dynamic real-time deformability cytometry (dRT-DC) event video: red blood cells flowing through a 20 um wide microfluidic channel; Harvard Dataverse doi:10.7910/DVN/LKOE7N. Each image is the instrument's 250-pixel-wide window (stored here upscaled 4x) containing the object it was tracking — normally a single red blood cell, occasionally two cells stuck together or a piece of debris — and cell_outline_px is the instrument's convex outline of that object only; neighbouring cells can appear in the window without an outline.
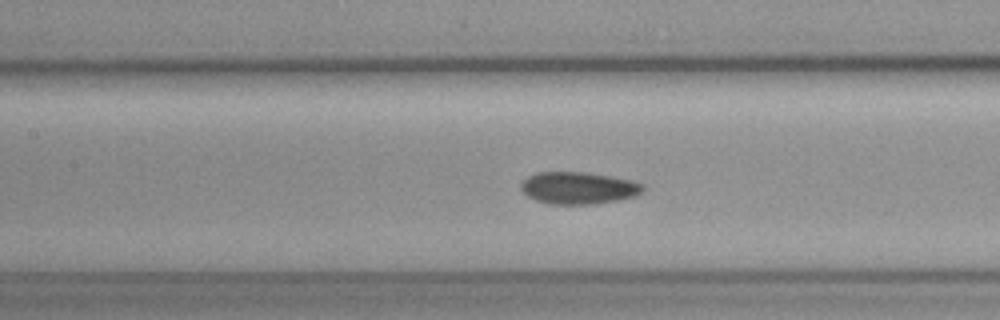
{"species": "common noctule bat (a hibernating species)", "species_latin": "Nyctalus noctula", "temperature_condition": "cold", "stored_images_in_passage": 59, "camera_frame_rate_fps": 3000, "um_per_image_px": 0.085, "animal": {"sex": "female", "body_mass_g": 19.3, "forearm_length_mm": 54.1}, "frame": {"image": 1, "passage_image": 26, "time_ms": 8.333, "image_size_px": [1000, 320], "cell_outline_px": [[644, 188], [640, 192], [632, 196], [620, 200], [596, 204], [548, 204], [536, 200], [528, 196], [520, 188], [520, 184], [528, 176], [536, 172], [584, 172], [612, 176], [632, 180], [644, 184]], "centroid_in_image_um": [49.16, 15.97], "position_along_channel_um": 158.2, "area_um2": 22.89}}